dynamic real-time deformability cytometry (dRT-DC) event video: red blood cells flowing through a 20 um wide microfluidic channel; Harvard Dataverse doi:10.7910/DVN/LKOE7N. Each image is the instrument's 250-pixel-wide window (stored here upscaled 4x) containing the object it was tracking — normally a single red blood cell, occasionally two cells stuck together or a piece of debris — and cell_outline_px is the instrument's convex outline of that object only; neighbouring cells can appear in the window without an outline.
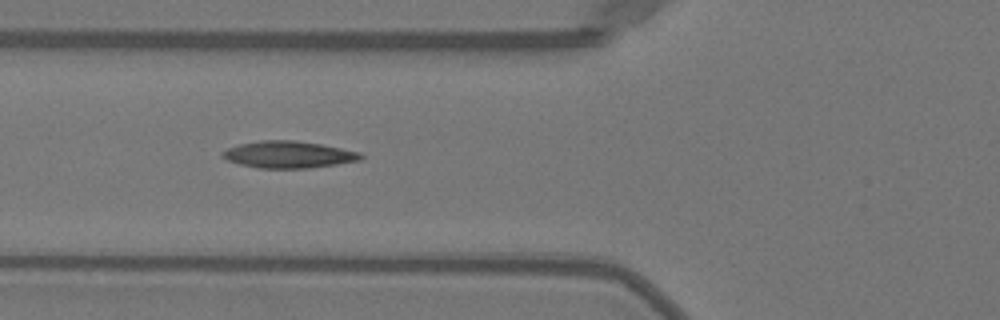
{"species": "Egyptian fruit bat (a non-hibernating species)", "species_latin": "Rousettus aegyptiacus", "temperature_condition": "warm", "stored_images_in_passage": 38, "camera_frame_rate_fps": 3000, "um_per_image_px": 0.085, "animal": {"sex": "female"}, "frame": {"image": 1, "passage_image": 6, "time_ms": 1.667, "image_size_px": [1000, 320], "cell_outline_px": [[364, 156], [360, 160], [336, 164], [308, 168], [256, 168], [240, 164], [228, 160], [220, 156], [220, 152], [228, 148], [240, 144], [260, 140], [296, 140], [320, 144], [360, 152]], "centroid_in_image_um": [24.49, 13.13], "position_along_channel_um": 101.3, "area_um2": 21.62}}
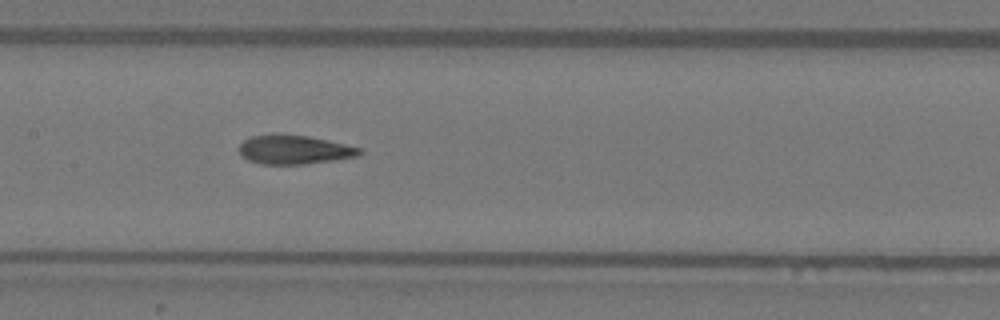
{"frame": {"image": 2, "passage_image": 12, "time_ms": 3.667, "image_size_px": [1000, 320], "cell_outline_px": [[364, 152], [360, 156], [304, 164], [260, 164], [248, 160], [240, 152], [240, 144], [244, 140], [252, 136], [308, 136], [364, 148]], "centroid_in_image_um": [25.1, 12.75], "position_along_channel_um": 182.3, "area_um2": 19.83}}